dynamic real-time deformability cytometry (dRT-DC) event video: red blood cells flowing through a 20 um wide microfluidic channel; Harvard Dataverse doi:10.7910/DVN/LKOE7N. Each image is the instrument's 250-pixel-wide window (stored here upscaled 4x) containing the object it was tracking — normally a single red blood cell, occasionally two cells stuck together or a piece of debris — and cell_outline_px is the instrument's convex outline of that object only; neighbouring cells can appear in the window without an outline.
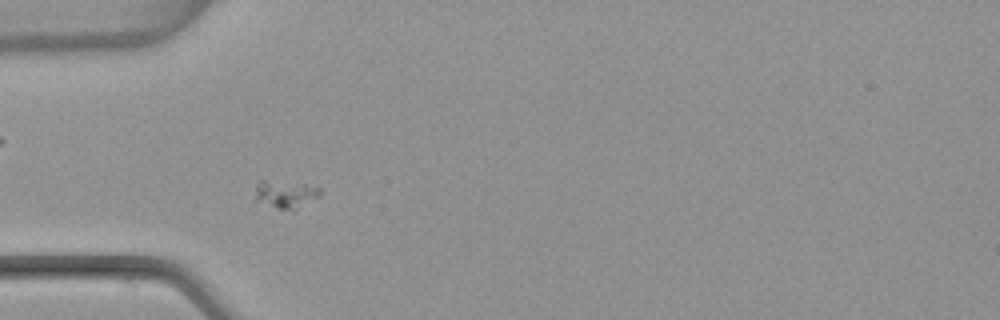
{"species": "common noctule bat (a hibernating species)", "species_latin": "Nyctalus noctula", "temperature_condition": "warm", "stored_images_in_passage": 48, "camera_frame_rate_fps": 3000, "um_per_image_px": 0.085, "animal": {"sex": "female", "body_mass_g": 22.7, "forearm_length_mm": 54.2}, "frame": {"image": 1, "passage_image": 10, "time_ms": 3.0, "image_size_px": [1000, 320], "cell_outline_px": [[320, 196], [292, 212], [276, 208], [256, 200], [256, 184], [260, 180], [264, 180], [304, 184], [320, 188]], "centroid_in_image_um": [24.28, 16.53], "position_along_channel_um": 60.7, "area_um2": 10.46}}
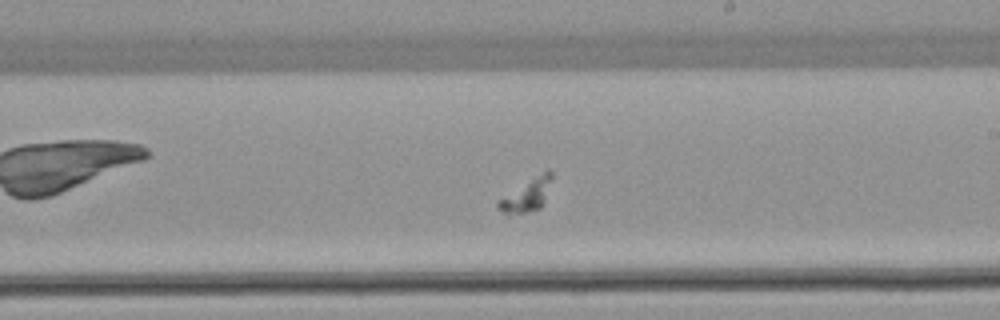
{"frame": {"image": 2, "passage_image": 25, "time_ms": 8.0, "image_size_px": [1000, 320], "cell_outline_px": [[552, 176], [544, 204], [540, 208], [528, 212], [504, 212], [496, 208], [496, 200], [548, 168], [552, 172]], "centroid_in_image_um": [44.78, 16.56], "position_along_channel_um": 244.2, "area_um2": 10.0}}
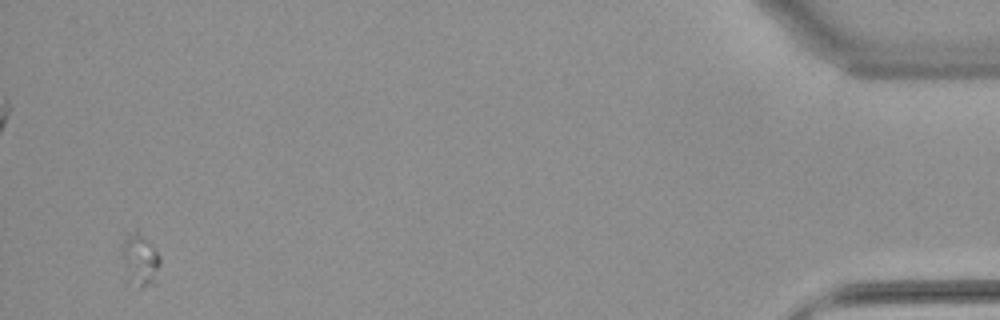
{"frame": {"image": 3, "passage_image": 46, "time_ms": 15.0, "image_size_px": [1000, 320], "cell_outline_px": [[160, 264], [156, 284], [140, 288], [124, 260], [120, 248], [128, 232], [136, 228], [156, 248], [160, 256]], "centroid_in_image_um": [11.99, 21.96], "position_along_channel_um": 423.2, "area_um2": 11.16}}